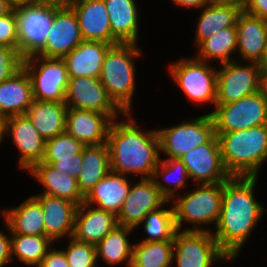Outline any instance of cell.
Listing matches in <instances>:
<instances>
[{"mask_svg": "<svg viewBox=\"0 0 267 267\" xmlns=\"http://www.w3.org/2000/svg\"><path fill=\"white\" fill-rule=\"evenodd\" d=\"M257 179L258 176H230L223 185L221 214L212 234L232 261L264 213V205L254 195Z\"/></svg>", "mask_w": 267, "mask_h": 267, "instance_id": "6da1fadb", "label": "cell"}, {"mask_svg": "<svg viewBox=\"0 0 267 267\" xmlns=\"http://www.w3.org/2000/svg\"><path fill=\"white\" fill-rule=\"evenodd\" d=\"M131 113L124 121H112L107 135L111 170L128 176L152 178L160 163V138L157 129L143 132ZM117 121V122H116Z\"/></svg>", "mask_w": 267, "mask_h": 267, "instance_id": "7a4b0ae2", "label": "cell"}, {"mask_svg": "<svg viewBox=\"0 0 267 267\" xmlns=\"http://www.w3.org/2000/svg\"><path fill=\"white\" fill-rule=\"evenodd\" d=\"M230 176H258L267 160V124L232 132H215Z\"/></svg>", "mask_w": 267, "mask_h": 267, "instance_id": "3957f363", "label": "cell"}, {"mask_svg": "<svg viewBox=\"0 0 267 267\" xmlns=\"http://www.w3.org/2000/svg\"><path fill=\"white\" fill-rule=\"evenodd\" d=\"M138 46L113 45L105 55L99 76L109 97L124 113H131L133 107L131 104L136 88L134 59L141 55Z\"/></svg>", "mask_w": 267, "mask_h": 267, "instance_id": "277c9868", "label": "cell"}, {"mask_svg": "<svg viewBox=\"0 0 267 267\" xmlns=\"http://www.w3.org/2000/svg\"><path fill=\"white\" fill-rule=\"evenodd\" d=\"M224 182L216 184H199L197 189L191 190L185 196L176 194L173 200V210L177 230L181 231L182 223L194 224V228L182 231H207L201 225L216 224L221 214ZM198 225V226H197ZM200 225V226H199Z\"/></svg>", "mask_w": 267, "mask_h": 267, "instance_id": "5b68a950", "label": "cell"}, {"mask_svg": "<svg viewBox=\"0 0 267 267\" xmlns=\"http://www.w3.org/2000/svg\"><path fill=\"white\" fill-rule=\"evenodd\" d=\"M22 66L30 76L34 100L65 102L69 74L63 59L33 54L23 58Z\"/></svg>", "mask_w": 267, "mask_h": 267, "instance_id": "8992f818", "label": "cell"}, {"mask_svg": "<svg viewBox=\"0 0 267 267\" xmlns=\"http://www.w3.org/2000/svg\"><path fill=\"white\" fill-rule=\"evenodd\" d=\"M170 76L193 103L216 105L217 70L208 62L193 57L169 65ZM212 102V103H211Z\"/></svg>", "mask_w": 267, "mask_h": 267, "instance_id": "52a82bcc", "label": "cell"}, {"mask_svg": "<svg viewBox=\"0 0 267 267\" xmlns=\"http://www.w3.org/2000/svg\"><path fill=\"white\" fill-rule=\"evenodd\" d=\"M215 132L245 130L267 124V95L263 89L228 104L215 105L211 113Z\"/></svg>", "mask_w": 267, "mask_h": 267, "instance_id": "ba28073f", "label": "cell"}, {"mask_svg": "<svg viewBox=\"0 0 267 267\" xmlns=\"http://www.w3.org/2000/svg\"><path fill=\"white\" fill-rule=\"evenodd\" d=\"M232 260L219 246L212 232L177 231L173 240L176 267H211L213 262Z\"/></svg>", "mask_w": 267, "mask_h": 267, "instance_id": "9c48e42d", "label": "cell"}, {"mask_svg": "<svg viewBox=\"0 0 267 267\" xmlns=\"http://www.w3.org/2000/svg\"><path fill=\"white\" fill-rule=\"evenodd\" d=\"M19 53L25 58L36 54L50 32L53 17V0H35L18 6Z\"/></svg>", "mask_w": 267, "mask_h": 267, "instance_id": "30bf717a", "label": "cell"}, {"mask_svg": "<svg viewBox=\"0 0 267 267\" xmlns=\"http://www.w3.org/2000/svg\"><path fill=\"white\" fill-rule=\"evenodd\" d=\"M160 149L167 159H180L191 149L207 143L214 135V123L210 113L184 121L177 126L157 129Z\"/></svg>", "mask_w": 267, "mask_h": 267, "instance_id": "8fae6325", "label": "cell"}, {"mask_svg": "<svg viewBox=\"0 0 267 267\" xmlns=\"http://www.w3.org/2000/svg\"><path fill=\"white\" fill-rule=\"evenodd\" d=\"M217 71L216 105L228 104L263 89L264 75L258 63L237 60L221 64Z\"/></svg>", "mask_w": 267, "mask_h": 267, "instance_id": "7c38bea8", "label": "cell"}, {"mask_svg": "<svg viewBox=\"0 0 267 267\" xmlns=\"http://www.w3.org/2000/svg\"><path fill=\"white\" fill-rule=\"evenodd\" d=\"M83 41L77 16L64 0H53L50 32L42 48L35 54L63 59Z\"/></svg>", "mask_w": 267, "mask_h": 267, "instance_id": "4fadbf2b", "label": "cell"}, {"mask_svg": "<svg viewBox=\"0 0 267 267\" xmlns=\"http://www.w3.org/2000/svg\"><path fill=\"white\" fill-rule=\"evenodd\" d=\"M65 103L68 108L106 114L112 121L125 114L109 97L107 90L94 77H69Z\"/></svg>", "mask_w": 267, "mask_h": 267, "instance_id": "5bb4252c", "label": "cell"}, {"mask_svg": "<svg viewBox=\"0 0 267 267\" xmlns=\"http://www.w3.org/2000/svg\"><path fill=\"white\" fill-rule=\"evenodd\" d=\"M160 192L153 178H141L131 185L121 210L117 214L120 226L135 229L141 225L142 219L153 210L169 203Z\"/></svg>", "mask_w": 267, "mask_h": 267, "instance_id": "9a60e30c", "label": "cell"}, {"mask_svg": "<svg viewBox=\"0 0 267 267\" xmlns=\"http://www.w3.org/2000/svg\"><path fill=\"white\" fill-rule=\"evenodd\" d=\"M180 160L187 167L190 179L197 184H216L230 177L222 162L216 134L207 143L191 149Z\"/></svg>", "mask_w": 267, "mask_h": 267, "instance_id": "2e32d148", "label": "cell"}, {"mask_svg": "<svg viewBox=\"0 0 267 267\" xmlns=\"http://www.w3.org/2000/svg\"><path fill=\"white\" fill-rule=\"evenodd\" d=\"M75 12L85 41L120 44L111 33L109 14L104 0H64Z\"/></svg>", "mask_w": 267, "mask_h": 267, "instance_id": "e0dca14e", "label": "cell"}, {"mask_svg": "<svg viewBox=\"0 0 267 267\" xmlns=\"http://www.w3.org/2000/svg\"><path fill=\"white\" fill-rule=\"evenodd\" d=\"M6 135L11 136L21 154L18 162L21 169L29 171L36 163L42 162L46 140L27 115L6 118Z\"/></svg>", "mask_w": 267, "mask_h": 267, "instance_id": "ac0fdd59", "label": "cell"}, {"mask_svg": "<svg viewBox=\"0 0 267 267\" xmlns=\"http://www.w3.org/2000/svg\"><path fill=\"white\" fill-rule=\"evenodd\" d=\"M112 120L103 113L68 108L66 132L84 146H98L107 143Z\"/></svg>", "mask_w": 267, "mask_h": 267, "instance_id": "d6986e66", "label": "cell"}, {"mask_svg": "<svg viewBox=\"0 0 267 267\" xmlns=\"http://www.w3.org/2000/svg\"><path fill=\"white\" fill-rule=\"evenodd\" d=\"M34 197L39 201L44 214L45 236L53 243L64 236L72 237L78 205L43 193Z\"/></svg>", "mask_w": 267, "mask_h": 267, "instance_id": "ffe728a7", "label": "cell"}, {"mask_svg": "<svg viewBox=\"0 0 267 267\" xmlns=\"http://www.w3.org/2000/svg\"><path fill=\"white\" fill-rule=\"evenodd\" d=\"M117 225V216L114 213L92 208L83 202L76 210L72 237L77 241L96 246Z\"/></svg>", "mask_w": 267, "mask_h": 267, "instance_id": "44dd1931", "label": "cell"}, {"mask_svg": "<svg viewBox=\"0 0 267 267\" xmlns=\"http://www.w3.org/2000/svg\"><path fill=\"white\" fill-rule=\"evenodd\" d=\"M237 51L248 63H258L267 43V21L242 10L236 20Z\"/></svg>", "mask_w": 267, "mask_h": 267, "instance_id": "7402d4cb", "label": "cell"}, {"mask_svg": "<svg viewBox=\"0 0 267 267\" xmlns=\"http://www.w3.org/2000/svg\"><path fill=\"white\" fill-rule=\"evenodd\" d=\"M33 101L31 79L23 66L0 83V116L26 115Z\"/></svg>", "mask_w": 267, "mask_h": 267, "instance_id": "603a6c76", "label": "cell"}, {"mask_svg": "<svg viewBox=\"0 0 267 267\" xmlns=\"http://www.w3.org/2000/svg\"><path fill=\"white\" fill-rule=\"evenodd\" d=\"M112 44L83 40L63 60L69 77L99 78L104 58Z\"/></svg>", "mask_w": 267, "mask_h": 267, "instance_id": "cb8c5ba5", "label": "cell"}, {"mask_svg": "<svg viewBox=\"0 0 267 267\" xmlns=\"http://www.w3.org/2000/svg\"><path fill=\"white\" fill-rule=\"evenodd\" d=\"M125 176L111 170L86 194L84 203L117 216L131 187Z\"/></svg>", "mask_w": 267, "mask_h": 267, "instance_id": "d4e9b609", "label": "cell"}, {"mask_svg": "<svg viewBox=\"0 0 267 267\" xmlns=\"http://www.w3.org/2000/svg\"><path fill=\"white\" fill-rule=\"evenodd\" d=\"M28 172L44 187L43 194L68 200L78 206L84 202L75 177L57 171L43 162L36 163Z\"/></svg>", "mask_w": 267, "mask_h": 267, "instance_id": "484cf974", "label": "cell"}, {"mask_svg": "<svg viewBox=\"0 0 267 267\" xmlns=\"http://www.w3.org/2000/svg\"><path fill=\"white\" fill-rule=\"evenodd\" d=\"M112 36L120 44H137L139 14L135 0H104Z\"/></svg>", "mask_w": 267, "mask_h": 267, "instance_id": "4316f807", "label": "cell"}, {"mask_svg": "<svg viewBox=\"0 0 267 267\" xmlns=\"http://www.w3.org/2000/svg\"><path fill=\"white\" fill-rule=\"evenodd\" d=\"M10 234L45 235L44 214L34 195L19 206L2 210Z\"/></svg>", "mask_w": 267, "mask_h": 267, "instance_id": "83f0119b", "label": "cell"}, {"mask_svg": "<svg viewBox=\"0 0 267 267\" xmlns=\"http://www.w3.org/2000/svg\"><path fill=\"white\" fill-rule=\"evenodd\" d=\"M67 110L65 102L34 100L26 115L40 135L48 140L66 132Z\"/></svg>", "mask_w": 267, "mask_h": 267, "instance_id": "f1b7e54d", "label": "cell"}, {"mask_svg": "<svg viewBox=\"0 0 267 267\" xmlns=\"http://www.w3.org/2000/svg\"><path fill=\"white\" fill-rule=\"evenodd\" d=\"M203 8L195 32L194 41L196 46L214 33L235 26L238 15L243 10L236 4L217 3L214 1Z\"/></svg>", "mask_w": 267, "mask_h": 267, "instance_id": "f546056e", "label": "cell"}, {"mask_svg": "<svg viewBox=\"0 0 267 267\" xmlns=\"http://www.w3.org/2000/svg\"><path fill=\"white\" fill-rule=\"evenodd\" d=\"M110 171V154L107 143L85 146L82 150L81 171L77 178L78 188L82 195L85 197Z\"/></svg>", "mask_w": 267, "mask_h": 267, "instance_id": "4dcf8cb0", "label": "cell"}, {"mask_svg": "<svg viewBox=\"0 0 267 267\" xmlns=\"http://www.w3.org/2000/svg\"><path fill=\"white\" fill-rule=\"evenodd\" d=\"M134 229L117 225L95 247L97 260L100 257L107 265L122 264L131 265L133 245L129 241L130 232Z\"/></svg>", "mask_w": 267, "mask_h": 267, "instance_id": "1f68e13d", "label": "cell"}, {"mask_svg": "<svg viewBox=\"0 0 267 267\" xmlns=\"http://www.w3.org/2000/svg\"><path fill=\"white\" fill-rule=\"evenodd\" d=\"M197 59L210 63L211 59L219 60L220 64L235 61L230 58L232 52L237 50L236 27H229L214 33L198 45Z\"/></svg>", "mask_w": 267, "mask_h": 267, "instance_id": "d6a6232c", "label": "cell"}, {"mask_svg": "<svg viewBox=\"0 0 267 267\" xmlns=\"http://www.w3.org/2000/svg\"><path fill=\"white\" fill-rule=\"evenodd\" d=\"M173 240L145 242L133 245L130 267H171Z\"/></svg>", "mask_w": 267, "mask_h": 267, "instance_id": "836d02e7", "label": "cell"}, {"mask_svg": "<svg viewBox=\"0 0 267 267\" xmlns=\"http://www.w3.org/2000/svg\"><path fill=\"white\" fill-rule=\"evenodd\" d=\"M53 244L45 235L11 234L12 262L16 255L25 265L38 267Z\"/></svg>", "mask_w": 267, "mask_h": 267, "instance_id": "e575fe53", "label": "cell"}, {"mask_svg": "<svg viewBox=\"0 0 267 267\" xmlns=\"http://www.w3.org/2000/svg\"><path fill=\"white\" fill-rule=\"evenodd\" d=\"M174 174H177V176ZM160 177L163 178V181L169 182L170 185L173 184V186H168L167 183L164 184L158 180ZM152 178L162 195L170 201L175 197V192L179 188L186 187L187 183L185 184V180L189 179L190 175L187 167L180 159H164L160 160Z\"/></svg>", "mask_w": 267, "mask_h": 267, "instance_id": "d590c367", "label": "cell"}, {"mask_svg": "<svg viewBox=\"0 0 267 267\" xmlns=\"http://www.w3.org/2000/svg\"><path fill=\"white\" fill-rule=\"evenodd\" d=\"M162 205L156 210L150 211L141 221L144 222V230L148 237L142 241L160 242L174 240V236L178 231L175 224L174 210L165 209Z\"/></svg>", "mask_w": 267, "mask_h": 267, "instance_id": "8d00e7d4", "label": "cell"}, {"mask_svg": "<svg viewBox=\"0 0 267 267\" xmlns=\"http://www.w3.org/2000/svg\"><path fill=\"white\" fill-rule=\"evenodd\" d=\"M85 146L67 132L59 134L45 142V151L42 161H56L80 154Z\"/></svg>", "mask_w": 267, "mask_h": 267, "instance_id": "74e56055", "label": "cell"}, {"mask_svg": "<svg viewBox=\"0 0 267 267\" xmlns=\"http://www.w3.org/2000/svg\"><path fill=\"white\" fill-rule=\"evenodd\" d=\"M63 251L70 267H97L96 247L70 237V241Z\"/></svg>", "mask_w": 267, "mask_h": 267, "instance_id": "f35d334b", "label": "cell"}, {"mask_svg": "<svg viewBox=\"0 0 267 267\" xmlns=\"http://www.w3.org/2000/svg\"><path fill=\"white\" fill-rule=\"evenodd\" d=\"M0 45H4L19 52L18 19L16 9L0 17Z\"/></svg>", "mask_w": 267, "mask_h": 267, "instance_id": "ab89813d", "label": "cell"}, {"mask_svg": "<svg viewBox=\"0 0 267 267\" xmlns=\"http://www.w3.org/2000/svg\"><path fill=\"white\" fill-rule=\"evenodd\" d=\"M23 57L13 48L0 45V83L22 67Z\"/></svg>", "mask_w": 267, "mask_h": 267, "instance_id": "60d3db41", "label": "cell"}, {"mask_svg": "<svg viewBox=\"0 0 267 267\" xmlns=\"http://www.w3.org/2000/svg\"><path fill=\"white\" fill-rule=\"evenodd\" d=\"M43 163H48L54 167L57 171L69 175L70 177L79 176L82 165V152L80 154H75L66 158H58L56 161H42Z\"/></svg>", "mask_w": 267, "mask_h": 267, "instance_id": "b9f144b4", "label": "cell"}, {"mask_svg": "<svg viewBox=\"0 0 267 267\" xmlns=\"http://www.w3.org/2000/svg\"><path fill=\"white\" fill-rule=\"evenodd\" d=\"M38 267H70L64 251L60 249L50 248Z\"/></svg>", "mask_w": 267, "mask_h": 267, "instance_id": "7bdbcfd3", "label": "cell"}, {"mask_svg": "<svg viewBox=\"0 0 267 267\" xmlns=\"http://www.w3.org/2000/svg\"><path fill=\"white\" fill-rule=\"evenodd\" d=\"M243 11L267 21V0H248Z\"/></svg>", "mask_w": 267, "mask_h": 267, "instance_id": "ee69618b", "label": "cell"}, {"mask_svg": "<svg viewBox=\"0 0 267 267\" xmlns=\"http://www.w3.org/2000/svg\"><path fill=\"white\" fill-rule=\"evenodd\" d=\"M10 237L0 230V267H4L7 263L10 264L12 262Z\"/></svg>", "mask_w": 267, "mask_h": 267, "instance_id": "f6af8a7d", "label": "cell"}, {"mask_svg": "<svg viewBox=\"0 0 267 267\" xmlns=\"http://www.w3.org/2000/svg\"><path fill=\"white\" fill-rule=\"evenodd\" d=\"M173 1V4L180 6V7H186V8H197L202 10L203 7L213 0H171Z\"/></svg>", "mask_w": 267, "mask_h": 267, "instance_id": "bcb514c9", "label": "cell"}, {"mask_svg": "<svg viewBox=\"0 0 267 267\" xmlns=\"http://www.w3.org/2000/svg\"><path fill=\"white\" fill-rule=\"evenodd\" d=\"M13 8L6 0H0V17L8 14Z\"/></svg>", "mask_w": 267, "mask_h": 267, "instance_id": "7dc6e473", "label": "cell"}, {"mask_svg": "<svg viewBox=\"0 0 267 267\" xmlns=\"http://www.w3.org/2000/svg\"><path fill=\"white\" fill-rule=\"evenodd\" d=\"M213 1L217 3L236 4L239 5L241 8H243L248 0H213Z\"/></svg>", "mask_w": 267, "mask_h": 267, "instance_id": "c3c4849f", "label": "cell"}, {"mask_svg": "<svg viewBox=\"0 0 267 267\" xmlns=\"http://www.w3.org/2000/svg\"><path fill=\"white\" fill-rule=\"evenodd\" d=\"M6 137V118L0 116V143Z\"/></svg>", "mask_w": 267, "mask_h": 267, "instance_id": "681fc988", "label": "cell"}, {"mask_svg": "<svg viewBox=\"0 0 267 267\" xmlns=\"http://www.w3.org/2000/svg\"><path fill=\"white\" fill-rule=\"evenodd\" d=\"M259 65H260V67L262 69V72H267V43H266V46H265L263 57L260 60Z\"/></svg>", "mask_w": 267, "mask_h": 267, "instance_id": "f907efd6", "label": "cell"}, {"mask_svg": "<svg viewBox=\"0 0 267 267\" xmlns=\"http://www.w3.org/2000/svg\"><path fill=\"white\" fill-rule=\"evenodd\" d=\"M10 5H12L14 8L21 6L26 3L33 2L35 0H6Z\"/></svg>", "mask_w": 267, "mask_h": 267, "instance_id": "816d5d0a", "label": "cell"}, {"mask_svg": "<svg viewBox=\"0 0 267 267\" xmlns=\"http://www.w3.org/2000/svg\"><path fill=\"white\" fill-rule=\"evenodd\" d=\"M263 75H264L263 88H264L266 95H267V72H263Z\"/></svg>", "mask_w": 267, "mask_h": 267, "instance_id": "f5cc1de1", "label": "cell"}]
</instances>
